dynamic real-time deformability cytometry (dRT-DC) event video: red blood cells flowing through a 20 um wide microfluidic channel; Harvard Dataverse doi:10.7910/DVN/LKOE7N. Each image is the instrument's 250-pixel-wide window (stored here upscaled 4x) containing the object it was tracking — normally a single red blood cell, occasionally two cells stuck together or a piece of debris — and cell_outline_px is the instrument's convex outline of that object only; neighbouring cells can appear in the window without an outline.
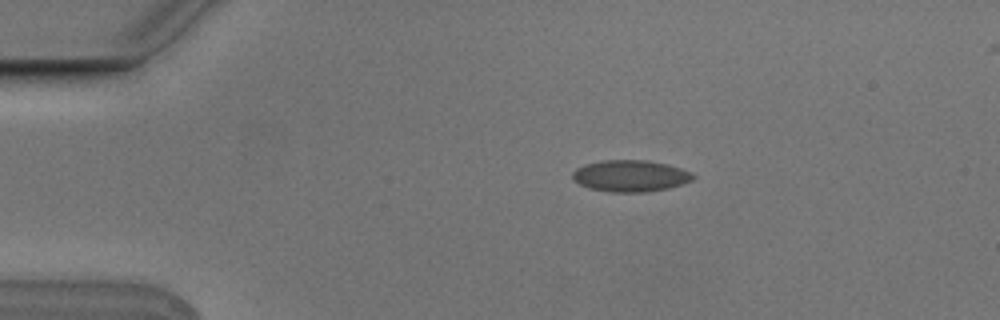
{"species": "Egyptian fruit bat (a non-hibernating species)", "species_latin": "Rousettus aegyptiacus", "temperature_condition": "cold", "stored_images_in_passage": 4, "camera_frame_rate_fps": 3000, "um_per_image_px": 0.085, "animal": {"sex": "male"}, "frame": {"image": 1, "passage_image": 2, "time_ms": 0.333, "image_size_px": [1000, 320], "cell_outline_px": [[696, 176], [692, 180], [668, 188], [648, 192], [612, 192], [588, 188], [580, 184], [572, 176], [572, 172], [576, 168], [588, 164], [604, 160], [648, 160], [668, 164], [680, 168]], "centroid_in_image_um": [53.59, 14.95], "position_along_channel_um": 31.4, "area_um2": 21.96}}